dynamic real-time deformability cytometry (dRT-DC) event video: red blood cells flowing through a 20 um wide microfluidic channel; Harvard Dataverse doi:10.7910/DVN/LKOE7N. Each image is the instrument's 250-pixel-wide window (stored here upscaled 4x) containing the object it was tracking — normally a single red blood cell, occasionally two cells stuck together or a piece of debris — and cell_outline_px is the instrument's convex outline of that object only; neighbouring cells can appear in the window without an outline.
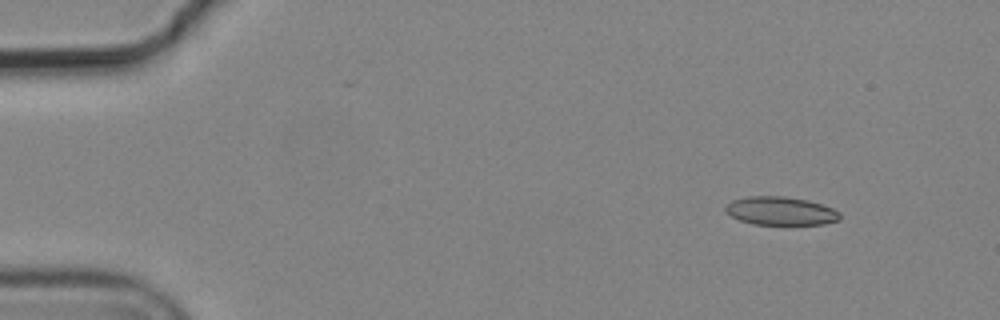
{"species": "common noctule bat (a hibernating species)", "species_latin": "Nyctalus noctula", "temperature_condition": "cold", "stored_images_in_passage": 4, "camera_frame_rate_fps": 3000, "um_per_image_px": 0.085, "animal": {"sex": "male", "body_mass_g": 19.2, "forearm_length_mm": 51.8}, "frame": {"image": 1, "passage_image": 1, "time_ms": 0.0, "image_size_px": [1000, 320], "cell_outline_px": [[840, 220], [824, 224], [752, 224], [740, 220], [724, 212], [724, 208], [732, 200], [748, 196], [784, 196], [808, 200], [832, 208], [840, 212]], "centroid_in_image_um": [66.34, 17.93], "position_along_channel_um": 18.7, "area_um2": 18.9}}
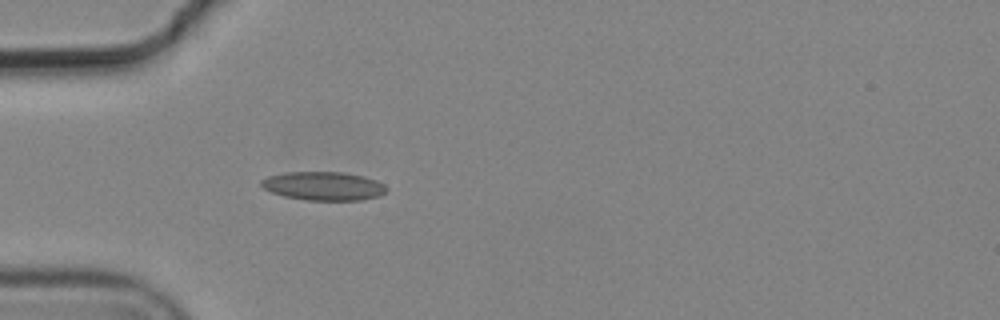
{"frame": {"image": 2, "passage_image": 4, "time_ms": 1.0, "image_size_px": [1000, 320], "cell_outline_px": [[388, 192], [380, 196], [360, 200], [308, 200], [284, 196], [272, 192], [264, 188], [260, 184], [260, 180], [268, 176], [284, 172], [344, 172], [364, 176], [376, 180], [384, 184], [388, 188]], "centroid_in_image_um": [27.54, 15.8], "position_along_channel_um": 57.5, "area_um2": 21.04}}